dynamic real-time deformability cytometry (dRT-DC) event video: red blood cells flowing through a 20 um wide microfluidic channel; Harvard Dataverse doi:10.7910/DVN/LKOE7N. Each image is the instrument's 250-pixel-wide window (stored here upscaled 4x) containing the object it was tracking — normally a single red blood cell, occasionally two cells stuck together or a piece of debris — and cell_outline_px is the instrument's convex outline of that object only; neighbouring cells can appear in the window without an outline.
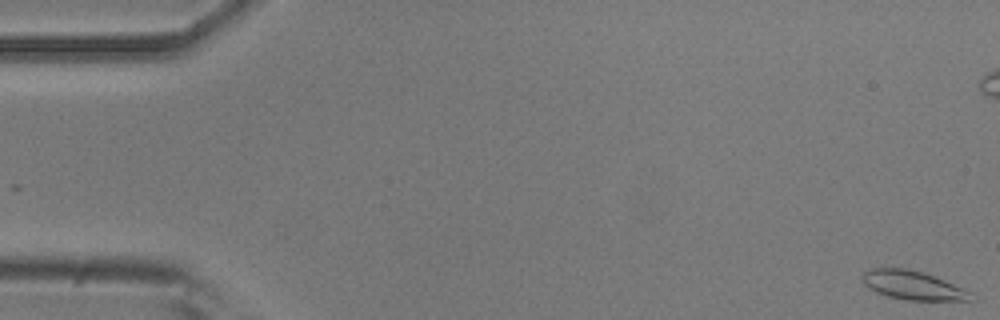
{"species": "common noctule bat (a hibernating species)", "species_latin": "Nyctalus noctula", "temperature_condition": "room temperature", "stored_images_in_passage": 55, "camera_frame_rate_fps": 3000, "um_per_image_px": 0.085, "animal": {"sex": "male", "body_mass_g": 20.5, "forearm_length_mm": 52.5}, "frame": {"image": 1, "passage_image": 1, "time_ms": 0.0, "image_size_px": [1000, 320], "cell_outline_px": [[972, 300], [904, 300], [888, 296], [876, 292], [868, 288], [864, 284], [864, 272], [868, 268], [908, 268], [924, 272], [952, 284], [968, 292]], "centroid_in_image_um": [77.5, 24.24], "position_along_channel_um": 7.5, "area_um2": 17.8}}
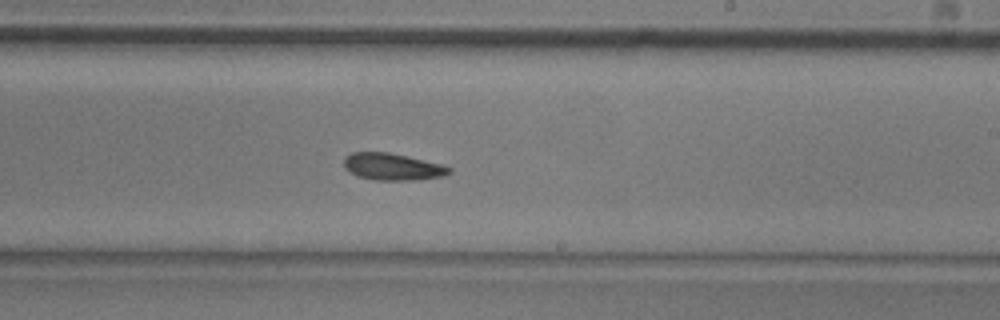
{"frame": {"image": 2, "passage_image": 32, "time_ms": 10.333, "image_size_px": [1000, 320], "cell_outline_px": [[452, 172], [444, 176], [412, 180], [376, 180], [360, 176], [344, 168], [344, 156], [352, 152], [388, 152], [440, 164], [452, 168]], "centroid_in_image_um": [33.36, 14.17], "position_along_channel_um": 255.6, "area_um2": 16.3}}
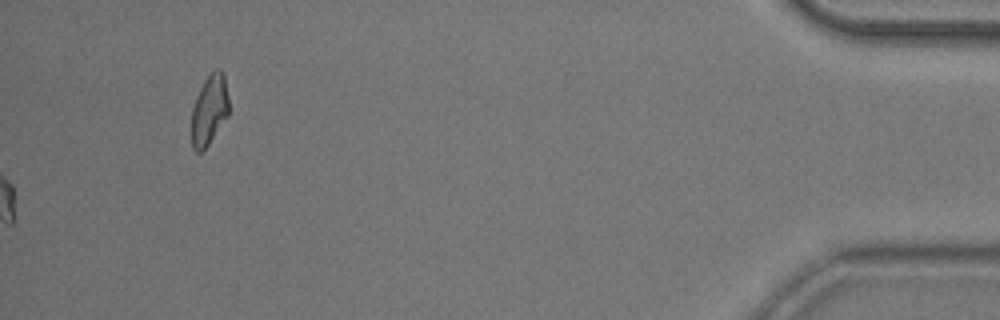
{"frame": {"image": 3, "passage_image": 55, "time_ms": 18.0, "image_size_px": [1000, 320], "cell_outline_px": [[228, 116], [208, 144], [200, 152], [196, 152], [192, 148], [192, 108], [196, 96], [204, 80], [216, 68], [220, 68], [224, 72], [228, 96]], "centroid_in_image_um": [17.8, 9.31], "position_along_channel_um": 417.4, "area_um2": 15.2}}